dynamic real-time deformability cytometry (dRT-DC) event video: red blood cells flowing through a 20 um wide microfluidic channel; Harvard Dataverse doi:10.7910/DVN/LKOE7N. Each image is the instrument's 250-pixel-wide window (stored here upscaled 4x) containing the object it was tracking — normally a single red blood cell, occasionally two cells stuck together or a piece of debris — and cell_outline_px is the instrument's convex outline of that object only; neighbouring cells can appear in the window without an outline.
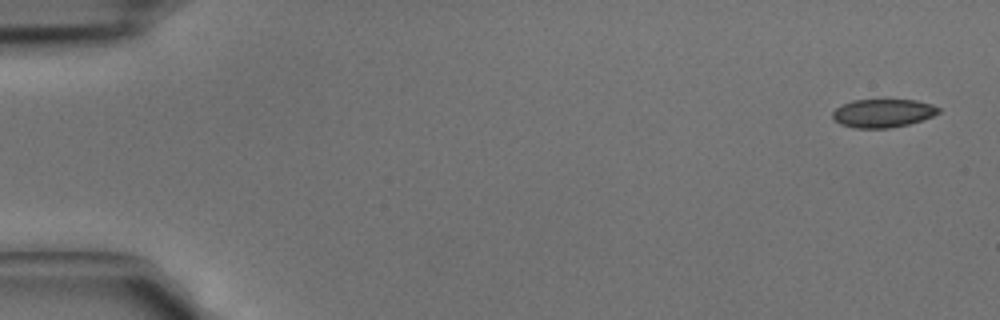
{"species": "common noctule bat (a hibernating species)", "species_latin": "Nyctalus noctula", "temperature_condition": "cold", "stored_images_in_passage": 42, "camera_frame_rate_fps": 3000, "um_per_image_px": 0.085, "animal": {"sex": "male", "body_mass_g": 15.6}, "frame": {"image": 1, "passage_image": 1, "time_ms": 0.0, "image_size_px": [1000, 320], "cell_outline_px": [[940, 112], [932, 116], [908, 124], [888, 128], [856, 128], [840, 124], [832, 116], [832, 112], [836, 108], [852, 100], [916, 100], [932, 104], [940, 108]], "centroid_in_image_um": [75.05, 9.61], "position_along_channel_um": 10.0, "area_um2": 17.34}}
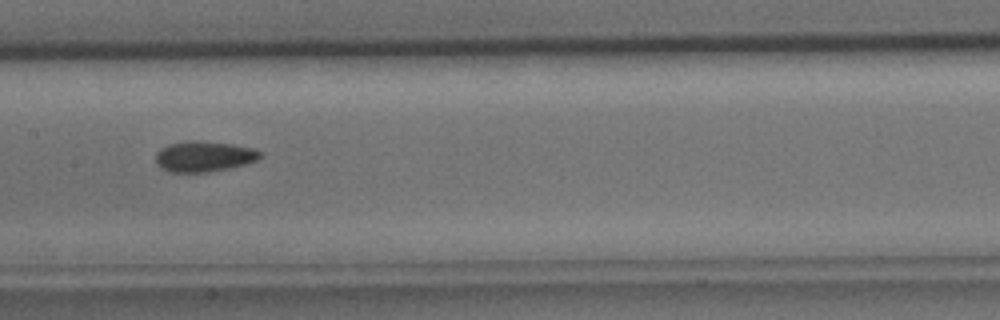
{"frame": {"image": 2, "passage_image": 21, "time_ms": 6.667, "image_size_px": [1000, 320], "cell_outline_px": [[260, 156], [256, 160], [248, 164], [208, 172], [172, 172], [156, 164], [156, 152], [160, 148], [168, 144], [188, 140], [196, 140], [232, 144], [256, 148], [260, 152]], "centroid_in_image_um": [17.34, 13.28], "position_along_channel_um": 190.1, "area_um2": 18.67}}
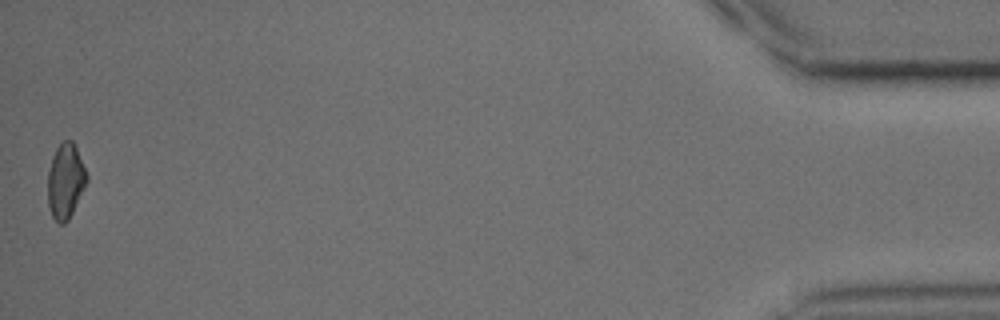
{"frame": {"image": 3, "passage_image": 42, "time_ms": 13.667, "image_size_px": [1000, 320], "cell_outline_px": [[88, 180], [68, 220], [64, 224], [60, 224], [52, 216], [48, 204], [48, 172], [52, 156], [56, 148], [64, 140], [72, 140], [76, 148], [88, 176]], "centroid_in_image_um": [5.56, 15.38], "position_along_channel_um": 429.6, "area_um2": 16.82}}